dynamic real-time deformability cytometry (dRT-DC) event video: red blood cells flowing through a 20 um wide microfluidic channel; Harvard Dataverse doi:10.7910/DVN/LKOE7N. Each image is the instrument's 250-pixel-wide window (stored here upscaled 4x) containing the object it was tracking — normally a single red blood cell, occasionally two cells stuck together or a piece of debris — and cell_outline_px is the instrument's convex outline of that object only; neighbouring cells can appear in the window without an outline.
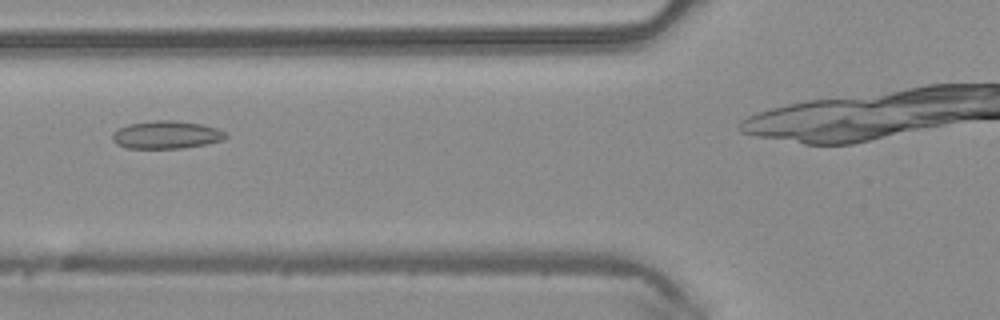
{"species": "common noctule bat (a hibernating species)", "species_latin": "Nyctalus noctula", "temperature_condition": "warm", "stored_images_in_passage": 30, "camera_frame_rate_fps": 3000, "um_per_image_px": 0.085, "animal": {"sex": "male", "body_mass_g": 20.4}, "frame": {"image": 1, "passage_image": 9, "time_ms": 2.667, "image_size_px": [1000, 320], "cell_outline_px": [[228, 136], [220, 140], [204, 144], [184, 148], [128, 148], [116, 144], [112, 140], [112, 132], [128, 124], [156, 120], [172, 120], [200, 124], [216, 128], [224, 132]], "centroid_in_image_um": [14.09, 11.46], "position_along_channel_um": 111.7, "area_um2": 18.15}}
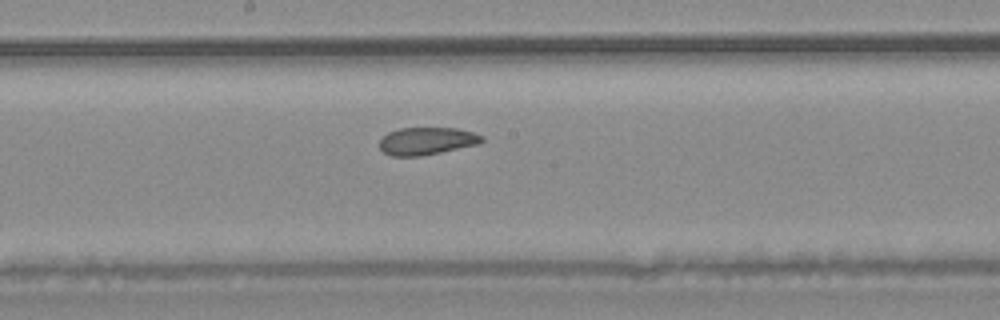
{"frame": {"image": 2, "passage_image": 16, "time_ms": 5.0, "image_size_px": [1000, 320], "cell_outline_px": [[484, 140], [480, 144], [420, 156], [392, 156], [384, 152], [380, 148], [380, 140], [388, 132], [400, 128], [456, 128], [472, 132], [484, 136]], "centroid_in_image_um": [36.29, 11.98], "position_along_channel_um": 211.9, "area_um2": 16.36}}
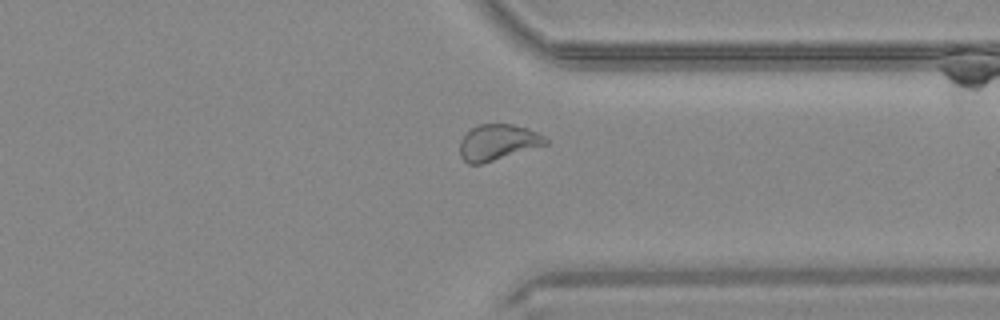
{"frame": {"image": 3, "passage_image": 27, "time_ms": 8.667, "image_size_px": [1000, 320], "cell_outline_px": [[548, 144], [480, 164], [468, 164], [460, 156], [460, 140], [472, 128], [480, 124], [512, 124], [528, 128], [544, 136], [548, 140]], "centroid_in_image_um": [42.31, 12.09], "position_along_channel_um": 369.1, "area_um2": 17.74}}